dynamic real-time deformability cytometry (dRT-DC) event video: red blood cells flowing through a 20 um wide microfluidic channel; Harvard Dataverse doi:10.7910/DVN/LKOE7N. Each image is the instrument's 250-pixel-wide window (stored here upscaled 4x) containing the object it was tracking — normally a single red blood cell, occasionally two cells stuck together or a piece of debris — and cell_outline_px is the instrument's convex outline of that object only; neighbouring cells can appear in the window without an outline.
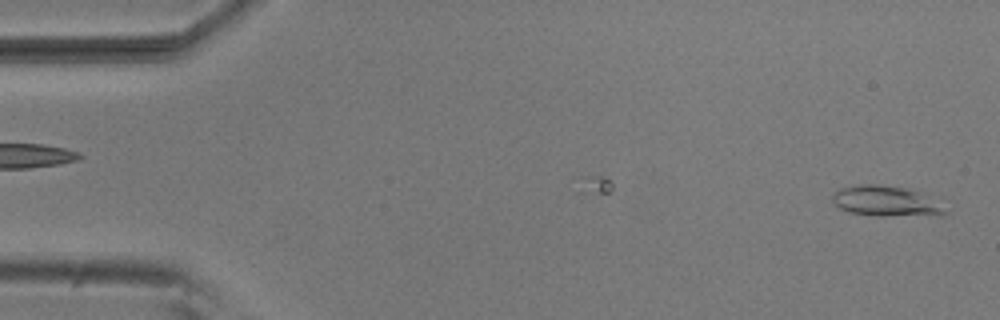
{"species": "common noctule bat (a hibernating species)", "species_latin": "Nyctalus noctula", "temperature_condition": "room temperature", "stored_images_in_passage": 2, "camera_frame_rate_fps": 3000, "um_per_image_px": 0.085, "animal": {"sex": "male", "body_mass_g": 20.5, "forearm_length_mm": 52.5}, "frame": {"image": 1, "passage_image": 2, "time_ms": 0.333, "image_size_px": [1000, 320], "cell_outline_px": [[948, 212], [940, 216], [876, 216], [848, 212], [840, 208], [832, 200], [832, 196], [840, 188], [860, 184], [876, 184], [908, 188], [920, 192]], "centroid_in_image_um": [75.28, 17.11], "position_along_channel_um": 9.7, "area_um2": 19.88}}